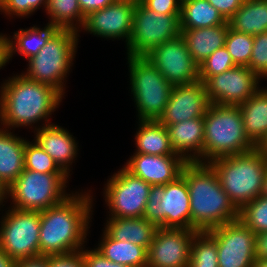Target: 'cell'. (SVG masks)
Wrapping results in <instances>:
<instances>
[{
  "label": "cell",
  "mask_w": 267,
  "mask_h": 267,
  "mask_svg": "<svg viewBox=\"0 0 267 267\" xmlns=\"http://www.w3.org/2000/svg\"><path fill=\"white\" fill-rule=\"evenodd\" d=\"M45 10L51 18L48 24L57 26L59 29L78 32L77 28L82 27L85 22L78 0H48Z\"/></svg>",
  "instance_id": "31"
},
{
  "label": "cell",
  "mask_w": 267,
  "mask_h": 267,
  "mask_svg": "<svg viewBox=\"0 0 267 267\" xmlns=\"http://www.w3.org/2000/svg\"><path fill=\"white\" fill-rule=\"evenodd\" d=\"M151 185L133 175L125 167L109 178L105 202L110 217H143Z\"/></svg>",
  "instance_id": "12"
},
{
  "label": "cell",
  "mask_w": 267,
  "mask_h": 267,
  "mask_svg": "<svg viewBox=\"0 0 267 267\" xmlns=\"http://www.w3.org/2000/svg\"><path fill=\"white\" fill-rule=\"evenodd\" d=\"M0 222V247L14 260L40 256V211L11 207Z\"/></svg>",
  "instance_id": "11"
},
{
  "label": "cell",
  "mask_w": 267,
  "mask_h": 267,
  "mask_svg": "<svg viewBox=\"0 0 267 267\" xmlns=\"http://www.w3.org/2000/svg\"><path fill=\"white\" fill-rule=\"evenodd\" d=\"M0 95V121L5 129L31 126L44 119L43 125H50L48 117L64 97L54 87L23 74L8 78L1 86Z\"/></svg>",
  "instance_id": "3"
},
{
  "label": "cell",
  "mask_w": 267,
  "mask_h": 267,
  "mask_svg": "<svg viewBox=\"0 0 267 267\" xmlns=\"http://www.w3.org/2000/svg\"><path fill=\"white\" fill-rule=\"evenodd\" d=\"M216 241L219 267H253L256 234L241 220L207 231Z\"/></svg>",
  "instance_id": "13"
},
{
  "label": "cell",
  "mask_w": 267,
  "mask_h": 267,
  "mask_svg": "<svg viewBox=\"0 0 267 267\" xmlns=\"http://www.w3.org/2000/svg\"><path fill=\"white\" fill-rule=\"evenodd\" d=\"M255 258L267 259V231L256 234Z\"/></svg>",
  "instance_id": "44"
},
{
  "label": "cell",
  "mask_w": 267,
  "mask_h": 267,
  "mask_svg": "<svg viewBox=\"0 0 267 267\" xmlns=\"http://www.w3.org/2000/svg\"><path fill=\"white\" fill-rule=\"evenodd\" d=\"M8 196V186L0 180V205L3 204L4 199Z\"/></svg>",
  "instance_id": "48"
},
{
  "label": "cell",
  "mask_w": 267,
  "mask_h": 267,
  "mask_svg": "<svg viewBox=\"0 0 267 267\" xmlns=\"http://www.w3.org/2000/svg\"><path fill=\"white\" fill-rule=\"evenodd\" d=\"M229 23L198 29H181V35L194 61L201 65L217 49L225 46Z\"/></svg>",
  "instance_id": "22"
},
{
  "label": "cell",
  "mask_w": 267,
  "mask_h": 267,
  "mask_svg": "<svg viewBox=\"0 0 267 267\" xmlns=\"http://www.w3.org/2000/svg\"><path fill=\"white\" fill-rule=\"evenodd\" d=\"M109 220V221H108ZM105 231L117 241H128L143 246L147 251L158 227L144 217H109Z\"/></svg>",
  "instance_id": "23"
},
{
  "label": "cell",
  "mask_w": 267,
  "mask_h": 267,
  "mask_svg": "<svg viewBox=\"0 0 267 267\" xmlns=\"http://www.w3.org/2000/svg\"><path fill=\"white\" fill-rule=\"evenodd\" d=\"M181 174L190 197L191 230L206 232L239 219V209L222 189L209 163L187 162Z\"/></svg>",
  "instance_id": "2"
},
{
  "label": "cell",
  "mask_w": 267,
  "mask_h": 267,
  "mask_svg": "<svg viewBox=\"0 0 267 267\" xmlns=\"http://www.w3.org/2000/svg\"><path fill=\"white\" fill-rule=\"evenodd\" d=\"M92 196L70 194L61 203L40 211V256L64 255L82 250L86 242Z\"/></svg>",
  "instance_id": "1"
},
{
  "label": "cell",
  "mask_w": 267,
  "mask_h": 267,
  "mask_svg": "<svg viewBox=\"0 0 267 267\" xmlns=\"http://www.w3.org/2000/svg\"><path fill=\"white\" fill-rule=\"evenodd\" d=\"M16 267H48V256L20 259L16 262Z\"/></svg>",
  "instance_id": "45"
},
{
  "label": "cell",
  "mask_w": 267,
  "mask_h": 267,
  "mask_svg": "<svg viewBox=\"0 0 267 267\" xmlns=\"http://www.w3.org/2000/svg\"><path fill=\"white\" fill-rule=\"evenodd\" d=\"M188 267H219L216 241L207 231L194 234Z\"/></svg>",
  "instance_id": "32"
},
{
  "label": "cell",
  "mask_w": 267,
  "mask_h": 267,
  "mask_svg": "<svg viewBox=\"0 0 267 267\" xmlns=\"http://www.w3.org/2000/svg\"><path fill=\"white\" fill-rule=\"evenodd\" d=\"M79 33L71 29H58L36 56L28 59L25 74L30 80L54 87L64 96V80L77 50Z\"/></svg>",
  "instance_id": "6"
},
{
  "label": "cell",
  "mask_w": 267,
  "mask_h": 267,
  "mask_svg": "<svg viewBox=\"0 0 267 267\" xmlns=\"http://www.w3.org/2000/svg\"><path fill=\"white\" fill-rule=\"evenodd\" d=\"M261 151L264 153V155L267 158V137L264 139V141L258 146Z\"/></svg>",
  "instance_id": "51"
},
{
  "label": "cell",
  "mask_w": 267,
  "mask_h": 267,
  "mask_svg": "<svg viewBox=\"0 0 267 267\" xmlns=\"http://www.w3.org/2000/svg\"><path fill=\"white\" fill-rule=\"evenodd\" d=\"M174 87L199 81V65L182 35L163 42L145 56Z\"/></svg>",
  "instance_id": "14"
},
{
  "label": "cell",
  "mask_w": 267,
  "mask_h": 267,
  "mask_svg": "<svg viewBox=\"0 0 267 267\" xmlns=\"http://www.w3.org/2000/svg\"><path fill=\"white\" fill-rule=\"evenodd\" d=\"M115 0H78L83 16L111 5Z\"/></svg>",
  "instance_id": "43"
},
{
  "label": "cell",
  "mask_w": 267,
  "mask_h": 267,
  "mask_svg": "<svg viewBox=\"0 0 267 267\" xmlns=\"http://www.w3.org/2000/svg\"><path fill=\"white\" fill-rule=\"evenodd\" d=\"M196 232L185 228H158L147 251V267H188Z\"/></svg>",
  "instance_id": "16"
},
{
  "label": "cell",
  "mask_w": 267,
  "mask_h": 267,
  "mask_svg": "<svg viewBox=\"0 0 267 267\" xmlns=\"http://www.w3.org/2000/svg\"><path fill=\"white\" fill-rule=\"evenodd\" d=\"M143 217L158 228L191 230L190 197L182 174L166 185H151Z\"/></svg>",
  "instance_id": "9"
},
{
  "label": "cell",
  "mask_w": 267,
  "mask_h": 267,
  "mask_svg": "<svg viewBox=\"0 0 267 267\" xmlns=\"http://www.w3.org/2000/svg\"><path fill=\"white\" fill-rule=\"evenodd\" d=\"M225 22L219 11L207 0H181V29L213 27Z\"/></svg>",
  "instance_id": "29"
},
{
  "label": "cell",
  "mask_w": 267,
  "mask_h": 267,
  "mask_svg": "<svg viewBox=\"0 0 267 267\" xmlns=\"http://www.w3.org/2000/svg\"><path fill=\"white\" fill-rule=\"evenodd\" d=\"M48 0H0V10L7 16L25 17L31 15L39 6L46 8Z\"/></svg>",
  "instance_id": "38"
},
{
  "label": "cell",
  "mask_w": 267,
  "mask_h": 267,
  "mask_svg": "<svg viewBox=\"0 0 267 267\" xmlns=\"http://www.w3.org/2000/svg\"><path fill=\"white\" fill-rule=\"evenodd\" d=\"M225 47L236 66H249L253 47L252 35L235 31L229 27Z\"/></svg>",
  "instance_id": "33"
},
{
  "label": "cell",
  "mask_w": 267,
  "mask_h": 267,
  "mask_svg": "<svg viewBox=\"0 0 267 267\" xmlns=\"http://www.w3.org/2000/svg\"><path fill=\"white\" fill-rule=\"evenodd\" d=\"M209 164L216 171L222 189L239 210L261 195L267 158L259 147L217 158Z\"/></svg>",
  "instance_id": "4"
},
{
  "label": "cell",
  "mask_w": 267,
  "mask_h": 267,
  "mask_svg": "<svg viewBox=\"0 0 267 267\" xmlns=\"http://www.w3.org/2000/svg\"><path fill=\"white\" fill-rule=\"evenodd\" d=\"M48 267H85L82 250L76 253L48 256Z\"/></svg>",
  "instance_id": "40"
},
{
  "label": "cell",
  "mask_w": 267,
  "mask_h": 267,
  "mask_svg": "<svg viewBox=\"0 0 267 267\" xmlns=\"http://www.w3.org/2000/svg\"><path fill=\"white\" fill-rule=\"evenodd\" d=\"M8 36L0 35V69L9 62V42Z\"/></svg>",
  "instance_id": "46"
},
{
  "label": "cell",
  "mask_w": 267,
  "mask_h": 267,
  "mask_svg": "<svg viewBox=\"0 0 267 267\" xmlns=\"http://www.w3.org/2000/svg\"><path fill=\"white\" fill-rule=\"evenodd\" d=\"M236 66L225 46L217 49L199 65V81L205 83L211 76L219 75Z\"/></svg>",
  "instance_id": "36"
},
{
  "label": "cell",
  "mask_w": 267,
  "mask_h": 267,
  "mask_svg": "<svg viewBox=\"0 0 267 267\" xmlns=\"http://www.w3.org/2000/svg\"><path fill=\"white\" fill-rule=\"evenodd\" d=\"M261 196L267 198V170H266L264 180H263Z\"/></svg>",
  "instance_id": "49"
},
{
  "label": "cell",
  "mask_w": 267,
  "mask_h": 267,
  "mask_svg": "<svg viewBox=\"0 0 267 267\" xmlns=\"http://www.w3.org/2000/svg\"><path fill=\"white\" fill-rule=\"evenodd\" d=\"M0 128V180L10 186L25 169L26 139Z\"/></svg>",
  "instance_id": "24"
},
{
  "label": "cell",
  "mask_w": 267,
  "mask_h": 267,
  "mask_svg": "<svg viewBox=\"0 0 267 267\" xmlns=\"http://www.w3.org/2000/svg\"><path fill=\"white\" fill-rule=\"evenodd\" d=\"M239 220L255 234L267 231V198L258 196L239 210Z\"/></svg>",
  "instance_id": "34"
},
{
  "label": "cell",
  "mask_w": 267,
  "mask_h": 267,
  "mask_svg": "<svg viewBox=\"0 0 267 267\" xmlns=\"http://www.w3.org/2000/svg\"><path fill=\"white\" fill-rule=\"evenodd\" d=\"M260 77L246 66H234L204 84L210 104L239 106L259 90Z\"/></svg>",
  "instance_id": "15"
},
{
  "label": "cell",
  "mask_w": 267,
  "mask_h": 267,
  "mask_svg": "<svg viewBox=\"0 0 267 267\" xmlns=\"http://www.w3.org/2000/svg\"><path fill=\"white\" fill-rule=\"evenodd\" d=\"M44 29L31 27L29 29H20L14 32L13 40L9 37V58L18 51L26 59L36 56L38 52L46 45L49 38L59 29L57 26L46 24ZM11 39V40H10Z\"/></svg>",
  "instance_id": "30"
},
{
  "label": "cell",
  "mask_w": 267,
  "mask_h": 267,
  "mask_svg": "<svg viewBox=\"0 0 267 267\" xmlns=\"http://www.w3.org/2000/svg\"><path fill=\"white\" fill-rule=\"evenodd\" d=\"M179 35L180 14H158L137 0L127 54L146 56L163 42Z\"/></svg>",
  "instance_id": "10"
},
{
  "label": "cell",
  "mask_w": 267,
  "mask_h": 267,
  "mask_svg": "<svg viewBox=\"0 0 267 267\" xmlns=\"http://www.w3.org/2000/svg\"><path fill=\"white\" fill-rule=\"evenodd\" d=\"M186 163L181 155L134 154L124 167L150 185H166L181 175Z\"/></svg>",
  "instance_id": "19"
},
{
  "label": "cell",
  "mask_w": 267,
  "mask_h": 267,
  "mask_svg": "<svg viewBox=\"0 0 267 267\" xmlns=\"http://www.w3.org/2000/svg\"><path fill=\"white\" fill-rule=\"evenodd\" d=\"M82 259L85 267H129L107 260L99 251L82 249Z\"/></svg>",
  "instance_id": "41"
},
{
  "label": "cell",
  "mask_w": 267,
  "mask_h": 267,
  "mask_svg": "<svg viewBox=\"0 0 267 267\" xmlns=\"http://www.w3.org/2000/svg\"><path fill=\"white\" fill-rule=\"evenodd\" d=\"M66 173H39L24 169L8 187L14 208L42 211L61 203L70 194L65 191Z\"/></svg>",
  "instance_id": "8"
},
{
  "label": "cell",
  "mask_w": 267,
  "mask_h": 267,
  "mask_svg": "<svg viewBox=\"0 0 267 267\" xmlns=\"http://www.w3.org/2000/svg\"><path fill=\"white\" fill-rule=\"evenodd\" d=\"M35 142L58 164L69 176L78 146L69 132L61 126L50 124L37 127Z\"/></svg>",
  "instance_id": "21"
},
{
  "label": "cell",
  "mask_w": 267,
  "mask_h": 267,
  "mask_svg": "<svg viewBox=\"0 0 267 267\" xmlns=\"http://www.w3.org/2000/svg\"><path fill=\"white\" fill-rule=\"evenodd\" d=\"M228 21L241 7L244 0H207Z\"/></svg>",
  "instance_id": "42"
},
{
  "label": "cell",
  "mask_w": 267,
  "mask_h": 267,
  "mask_svg": "<svg viewBox=\"0 0 267 267\" xmlns=\"http://www.w3.org/2000/svg\"><path fill=\"white\" fill-rule=\"evenodd\" d=\"M204 128V163L256 147L244 132L239 106L210 104L204 115Z\"/></svg>",
  "instance_id": "5"
},
{
  "label": "cell",
  "mask_w": 267,
  "mask_h": 267,
  "mask_svg": "<svg viewBox=\"0 0 267 267\" xmlns=\"http://www.w3.org/2000/svg\"><path fill=\"white\" fill-rule=\"evenodd\" d=\"M134 154L179 155L171 147L169 133L160 121L139 120Z\"/></svg>",
  "instance_id": "26"
},
{
  "label": "cell",
  "mask_w": 267,
  "mask_h": 267,
  "mask_svg": "<svg viewBox=\"0 0 267 267\" xmlns=\"http://www.w3.org/2000/svg\"><path fill=\"white\" fill-rule=\"evenodd\" d=\"M228 23L231 29L252 36L267 32V0H244Z\"/></svg>",
  "instance_id": "28"
},
{
  "label": "cell",
  "mask_w": 267,
  "mask_h": 267,
  "mask_svg": "<svg viewBox=\"0 0 267 267\" xmlns=\"http://www.w3.org/2000/svg\"><path fill=\"white\" fill-rule=\"evenodd\" d=\"M137 0H115L85 17L84 30L104 38L126 39L129 43Z\"/></svg>",
  "instance_id": "17"
},
{
  "label": "cell",
  "mask_w": 267,
  "mask_h": 267,
  "mask_svg": "<svg viewBox=\"0 0 267 267\" xmlns=\"http://www.w3.org/2000/svg\"><path fill=\"white\" fill-rule=\"evenodd\" d=\"M244 132L258 147L267 137V89H259L247 101L239 105Z\"/></svg>",
  "instance_id": "25"
},
{
  "label": "cell",
  "mask_w": 267,
  "mask_h": 267,
  "mask_svg": "<svg viewBox=\"0 0 267 267\" xmlns=\"http://www.w3.org/2000/svg\"><path fill=\"white\" fill-rule=\"evenodd\" d=\"M210 101L202 81L189 85L174 86L159 121L167 127L185 120L204 117Z\"/></svg>",
  "instance_id": "18"
},
{
  "label": "cell",
  "mask_w": 267,
  "mask_h": 267,
  "mask_svg": "<svg viewBox=\"0 0 267 267\" xmlns=\"http://www.w3.org/2000/svg\"><path fill=\"white\" fill-rule=\"evenodd\" d=\"M158 14H181V0H140Z\"/></svg>",
  "instance_id": "39"
},
{
  "label": "cell",
  "mask_w": 267,
  "mask_h": 267,
  "mask_svg": "<svg viewBox=\"0 0 267 267\" xmlns=\"http://www.w3.org/2000/svg\"><path fill=\"white\" fill-rule=\"evenodd\" d=\"M107 260L129 267H147V250L132 242L114 240L105 230L96 248Z\"/></svg>",
  "instance_id": "27"
},
{
  "label": "cell",
  "mask_w": 267,
  "mask_h": 267,
  "mask_svg": "<svg viewBox=\"0 0 267 267\" xmlns=\"http://www.w3.org/2000/svg\"><path fill=\"white\" fill-rule=\"evenodd\" d=\"M16 262L0 247V267H16Z\"/></svg>",
  "instance_id": "47"
},
{
  "label": "cell",
  "mask_w": 267,
  "mask_h": 267,
  "mask_svg": "<svg viewBox=\"0 0 267 267\" xmlns=\"http://www.w3.org/2000/svg\"><path fill=\"white\" fill-rule=\"evenodd\" d=\"M248 68L260 78L267 79V32L253 36V47Z\"/></svg>",
  "instance_id": "37"
},
{
  "label": "cell",
  "mask_w": 267,
  "mask_h": 267,
  "mask_svg": "<svg viewBox=\"0 0 267 267\" xmlns=\"http://www.w3.org/2000/svg\"><path fill=\"white\" fill-rule=\"evenodd\" d=\"M24 165L25 169L39 173H65L35 141L26 140Z\"/></svg>",
  "instance_id": "35"
},
{
  "label": "cell",
  "mask_w": 267,
  "mask_h": 267,
  "mask_svg": "<svg viewBox=\"0 0 267 267\" xmlns=\"http://www.w3.org/2000/svg\"><path fill=\"white\" fill-rule=\"evenodd\" d=\"M167 130L175 153L187 162L204 163V117L168 125Z\"/></svg>",
  "instance_id": "20"
},
{
  "label": "cell",
  "mask_w": 267,
  "mask_h": 267,
  "mask_svg": "<svg viewBox=\"0 0 267 267\" xmlns=\"http://www.w3.org/2000/svg\"><path fill=\"white\" fill-rule=\"evenodd\" d=\"M253 267H267V259H256Z\"/></svg>",
  "instance_id": "50"
},
{
  "label": "cell",
  "mask_w": 267,
  "mask_h": 267,
  "mask_svg": "<svg viewBox=\"0 0 267 267\" xmlns=\"http://www.w3.org/2000/svg\"><path fill=\"white\" fill-rule=\"evenodd\" d=\"M131 94L137 105L138 120L163 116L173 86L145 56H127Z\"/></svg>",
  "instance_id": "7"
}]
</instances>
